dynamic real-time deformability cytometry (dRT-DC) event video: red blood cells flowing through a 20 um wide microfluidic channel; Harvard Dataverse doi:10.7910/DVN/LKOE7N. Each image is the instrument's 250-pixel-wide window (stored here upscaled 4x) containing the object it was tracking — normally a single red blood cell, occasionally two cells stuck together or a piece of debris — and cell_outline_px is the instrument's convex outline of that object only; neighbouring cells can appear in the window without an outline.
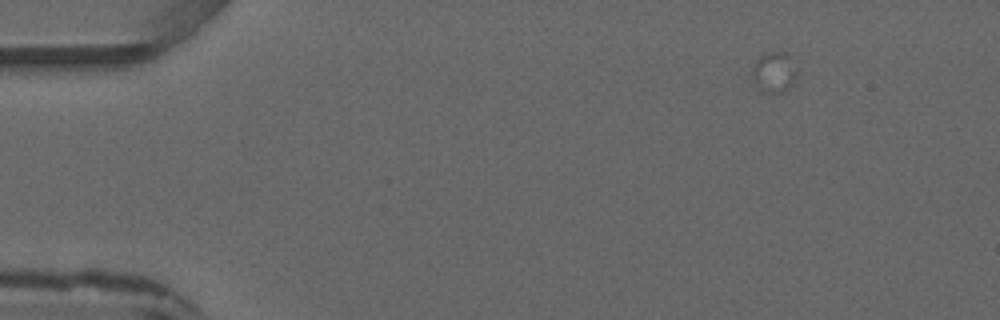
{"species": "common noctule bat (a hibernating species)", "species_latin": "Nyctalus noctula", "temperature_condition": "warm", "stored_images_in_passage": 1, "camera_frame_rate_fps": 3000, "um_per_image_px": 0.085, "animal": {"sex": "male", "forearm_length_mm": 52.5}, "frame": {"image": 1, "passage_image": 1, "time_ms": 0.0, "image_size_px": [1000, 320], "cell_outline_px": [[800, 72], [792, 84], [788, 88], [780, 92], [760, 92], [756, 88], [752, 80], [752, 68], [756, 60], [764, 52], [788, 52], [792, 56]], "centroid_in_image_um": [65.83, 6.11], "position_along_channel_um": 19.2, "area_um2": 11.16}}